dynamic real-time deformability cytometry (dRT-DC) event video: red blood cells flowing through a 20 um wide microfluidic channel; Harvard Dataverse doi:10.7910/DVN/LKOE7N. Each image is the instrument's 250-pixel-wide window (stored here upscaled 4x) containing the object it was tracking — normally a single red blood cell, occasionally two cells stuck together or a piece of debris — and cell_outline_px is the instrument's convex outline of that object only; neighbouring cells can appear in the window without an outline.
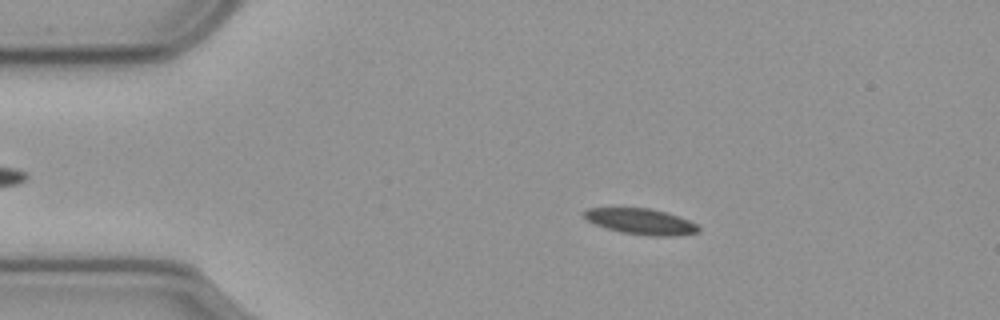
{"species": "common noctule bat (a hibernating species)", "species_latin": "Nyctalus noctula", "temperature_condition": "cold", "stored_images_in_passage": 56, "camera_frame_rate_fps": 3000, "um_per_image_px": 0.085, "animal": {"sex": "male", "body_mass_g": 23.1, "forearm_length_mm": 52.7}, "frame": {"image": 1, "passage_image": 9, "time_ms": 2.667, "image_size_px": [1000, 320], "cell_outline_px": [[700, 228], [696, 232], [672, 236], [648, 236], [620, 232], [596, 224], [588, 220], [580, 212], [588, 208], [648, 208], [664, 212], [688, 220], [696, 224]], "centroid_in_image_um": [54.43, 18.83], "position_along_channel_um": 30.6, "area_um2": 16.94}}
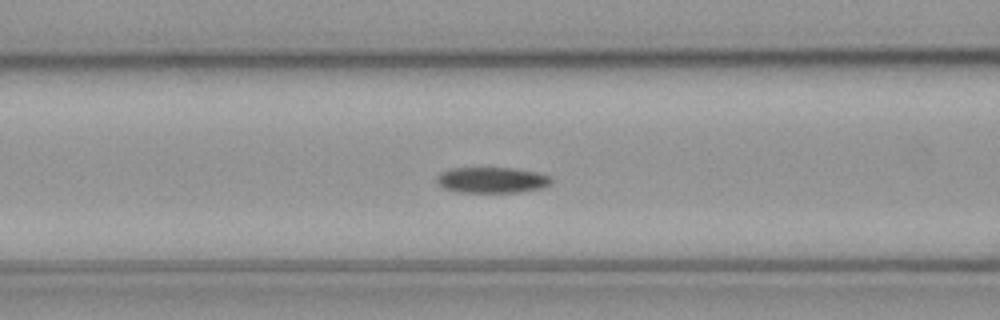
{"frame": {"image": 2, "passage_image": 21, "time_ms": 6.667, "image_size_px": [1000, 320], "cell_outline_px": [[552, 184], [544, 188], [520, 192], [456, 192], [444, 188], [436, 180], [436, 176], [440, 172], [448, 168], [512, 168], [536, 172], [552, 176]], "centroid_in_image_um": [41.84, 15.3], "position_along_channel_um": 124.8, "area_um2": 17.46}}
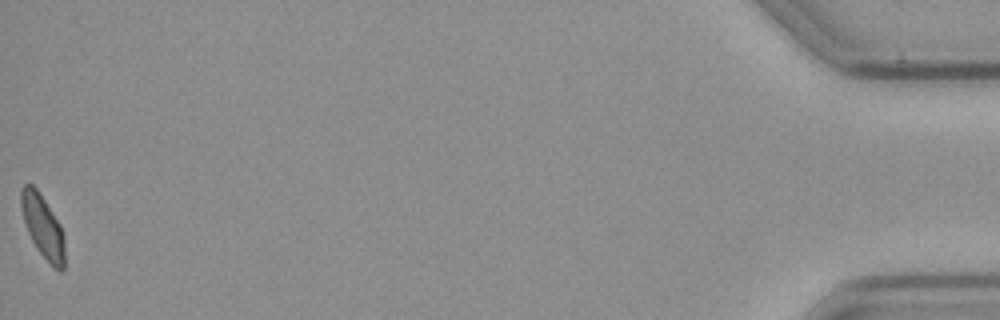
{"frame": {"image": 3, "passage_image": 56, "time_ms": 18.333, "image_size_px": [1000, 320], "cell_outline_px": [[64, 268], [60, 272], [36, 248], [28, 232], [24, 220], [20, 204], [20, 188], [24, 184], [32, 184], [36, 188], [60, 224], [64, 236]], "centroid_in_image_um": [3.62, 19.21], "position_along_channel_um": 431.6, "area_um2": 15.66}}